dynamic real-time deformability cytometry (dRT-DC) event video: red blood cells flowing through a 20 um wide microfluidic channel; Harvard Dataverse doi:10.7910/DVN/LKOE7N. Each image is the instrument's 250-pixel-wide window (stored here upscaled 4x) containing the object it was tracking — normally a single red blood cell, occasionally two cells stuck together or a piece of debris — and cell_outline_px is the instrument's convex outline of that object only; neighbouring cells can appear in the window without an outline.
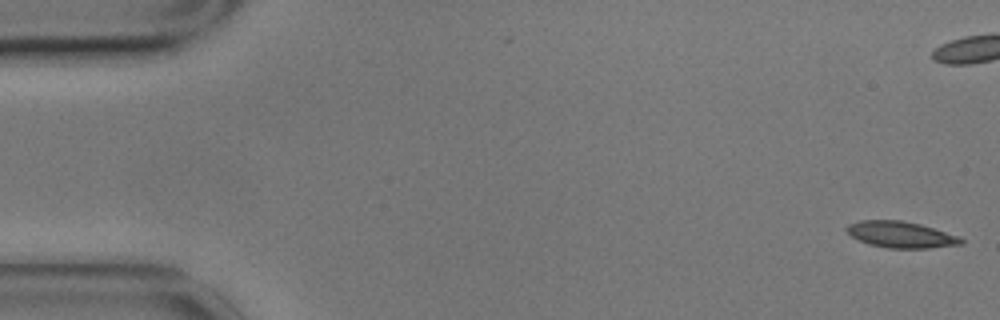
{"species": "common noctule bat (a hibernating species)", "species_latin": "Nyctalus noctula", "temperature_condition": "cold", "stored_images_in_passage": 58, "camera_frame_rate_fps": 3000, "um_per_image_px": 0.085, "animal": {"sex": "male", "body_mass_g": 17.9}, "frame": {"image": 1, "passage_image": 1, "time_ms": 0.0, "image_size_px": [1000, 320], "cell_outline_px": [[964, 244], [928, 248], [888, 248], [868, 244], [852, 236], [844, 228], [848, 224], [860, 220], [900, 220], [920, 224], [960, 236], [964, 240]], "centroid_in_image_um": [76.59, 19.94], "position_along_channel_um": 8.4, "area_um2": 17.57}, "authors_computed_cell_mechanics": {"area_um2": 17.7157, "velocity_mm_per_s": 3.4722, "shape_relaxation_time_tau1_ms": 9.7407, "shape_relaxation_time_tau2_ms": 4.9676, "deformation_change_tau1": 0.2031, "deformation_change_tau2": 0.1138}}